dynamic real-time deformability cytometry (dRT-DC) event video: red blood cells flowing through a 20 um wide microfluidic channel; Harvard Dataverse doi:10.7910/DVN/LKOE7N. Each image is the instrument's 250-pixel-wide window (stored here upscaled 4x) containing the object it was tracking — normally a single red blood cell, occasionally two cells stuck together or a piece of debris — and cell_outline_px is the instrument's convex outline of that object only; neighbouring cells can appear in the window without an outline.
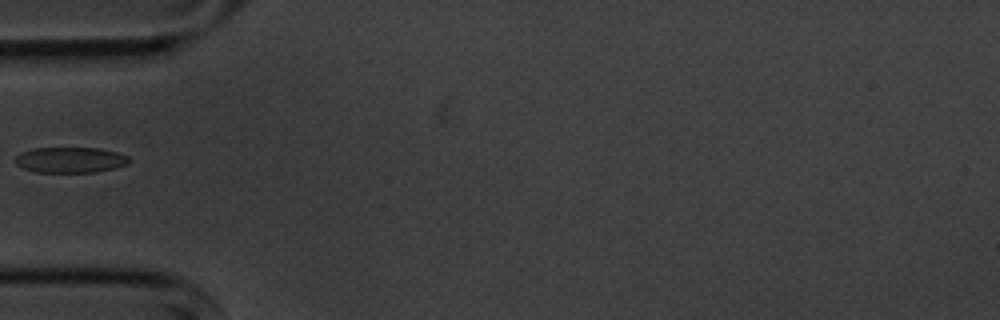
{"species": "common noctule bat (a hibernating species)", "species_latin": "Nyctalus noctula", "temperature_condition": "cold", "stored_images_in_passage": 2, "camera_frame_rate_fps": 3000, "um_per_image_px": 0.085, "animal": {"sex": "male", "body_mass_g": 20.1, "forearm_length_mm": 53.5}, "frame": {"image": 1, "passage_image": 2, "time_ms": 1.0, "image_size_px": [1000, 320], "cell_outline_px": [[132, 160], [128, 164], [116, 168], [96, 172], [36, 172], [24, 168], [16, 164], [16, 156], [20, 152], [32, 148], [100, 148], [116, 152], [128, 156]], "centroid_in_image_um": [6.01, 13.59], "position_along_channel_um": 79.0, "area_um2": 17.11}}